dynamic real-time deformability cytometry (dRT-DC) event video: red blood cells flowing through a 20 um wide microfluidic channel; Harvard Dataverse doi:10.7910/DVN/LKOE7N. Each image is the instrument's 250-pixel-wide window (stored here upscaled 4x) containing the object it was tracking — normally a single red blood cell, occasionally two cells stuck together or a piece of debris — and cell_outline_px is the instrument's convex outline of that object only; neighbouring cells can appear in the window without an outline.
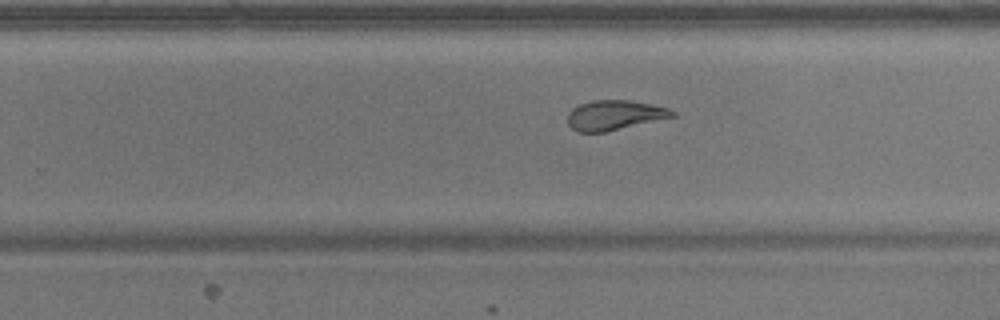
{"species": "common noctule bat (a hibernating species)", "species_latin": "Nyctalus noctula", "temperature_condition": "warm", "stored_images_in_passage": 20, "camera_frame_rate_fps": 3000, "um_per_image_px": 0.085, "animal": {"sex": "male", "body_mass_g": 17.9}, "frame": {"image": 1, "passage_image": 16, "time_ms": 5.0, "image_size_px": [1000, 320], "cell_outline_px": [[660, 108], [656, 116], [612, 128], [596, 132], [584, 132], [572, 112], [576, 108], [584, 104], [640, 104]], "centroid_in_image_um": [51.96, 9.82], "position_along_channel_um": 277.8, "area_um2": 12.37}}